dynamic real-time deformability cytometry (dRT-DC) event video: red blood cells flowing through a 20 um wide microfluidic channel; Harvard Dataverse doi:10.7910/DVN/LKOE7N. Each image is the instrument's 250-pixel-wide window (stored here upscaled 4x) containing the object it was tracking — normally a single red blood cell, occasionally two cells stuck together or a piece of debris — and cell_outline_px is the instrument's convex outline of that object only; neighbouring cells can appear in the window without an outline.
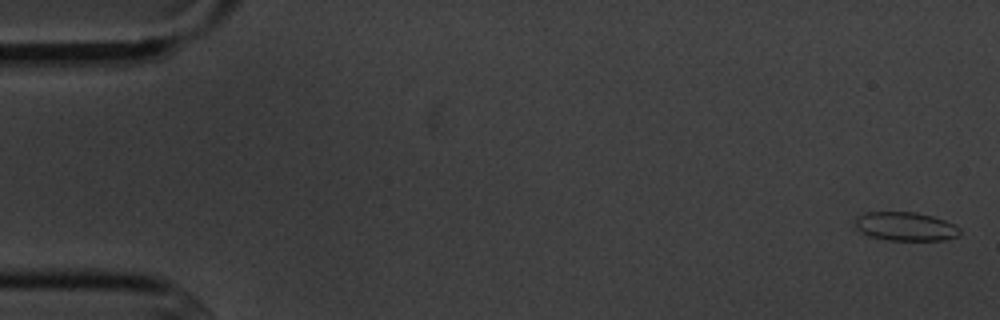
{"species": "common noctule bat (a hibernating species)", "species_latin": "Nyctalus noctula", "temperature_condition": "cold", "stored_images_in_passage": 5, "camera_frame_rate_fps": 3000, "um_per_image_px": 0.085, "animal": {"sex": "male", "body_mass_g": 20.1, "forearm_length_mm": 53.5}, "frame": {"image": 1, "passage_image": 1, "time_ms": 0.0, "image_size_px": [1000, 320], "cell_outline_px": [[960, 232], [956, 236], [944, 240], [888, 240], [868, 236], [856, 228], [856, 216], [868, 212], [916, 212], [932, 216], [944, 220], [960, 228]], "centroid_in_image_um": [76.94, 19.24], "position_along_channel_um": 8.1, "area_um2": 17.4}}